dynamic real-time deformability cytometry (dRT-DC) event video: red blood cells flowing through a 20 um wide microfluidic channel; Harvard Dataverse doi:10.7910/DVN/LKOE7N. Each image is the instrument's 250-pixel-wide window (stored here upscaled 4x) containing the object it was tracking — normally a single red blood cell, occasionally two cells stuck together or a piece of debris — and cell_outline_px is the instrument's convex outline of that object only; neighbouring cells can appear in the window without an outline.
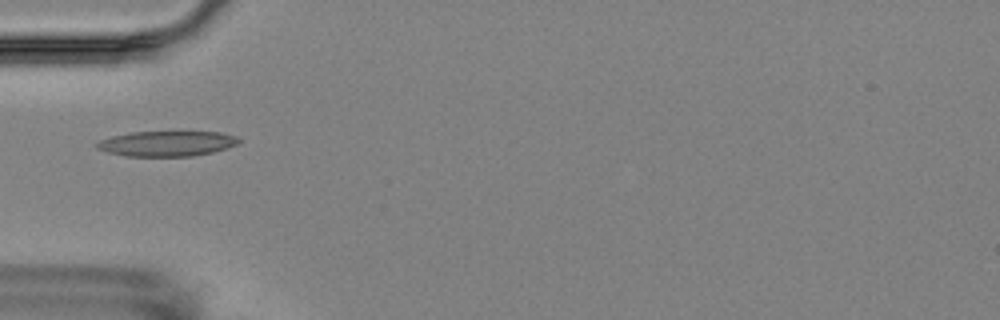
{"species": "Egyptian fruit bat (a non-hibernating species)", "species_latin": "Rousettus aegyptiacus", "temperature_condition": "room temperature", "stored_images_in_passage": 13, "camera_frame_rate_fps": 3000, "um_per_image_px": 0.085, "animal": {"sex": "female"}, "frame": {"image": 1, "passage_image": 2, "time_ms": 1.333, "image_size_px": [1000, 320], "cell_outline_px": [[240, 140], [236, 144], [228, 148], [212, 152], [192, 156], [124, 156], [108, 152], [96, 148], [92, 144], [100, 140], [112, 136], [132, 132], [220, 132], [236, 136]], "centroid_in_image_um": [14.14, 12.2], "position_along_channel_um": 70.9, "area_um2": 20.87}}
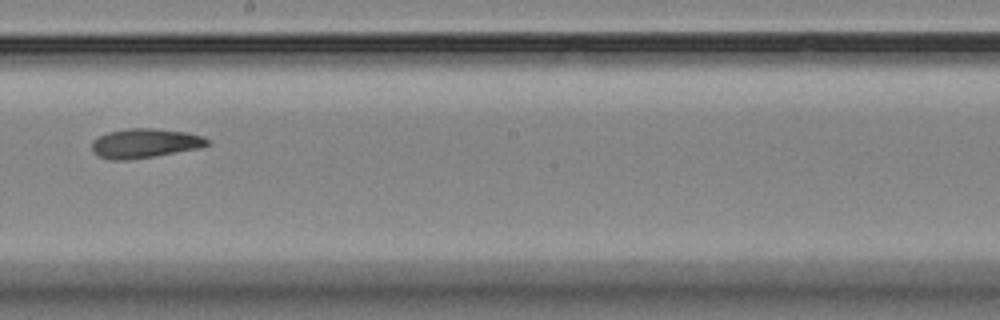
{"frame": {"image": 2, "passage_image": 6, "time_ms": 6.0, "image_size_px": [1000, 320], "cell_outline_px": [[208, 144], [200, 148], [156, 156], [128, 160], [112, 160], [96, 156], [92, 152], [92, 140], [108, 132], [128, 128], [152, 128], [188, 132], [204, 136], [208, 140]], "centroid_in_image_um": [12.3, 12.18], "position_along_channel_um": 235.9, "area_um2": 19.94}}
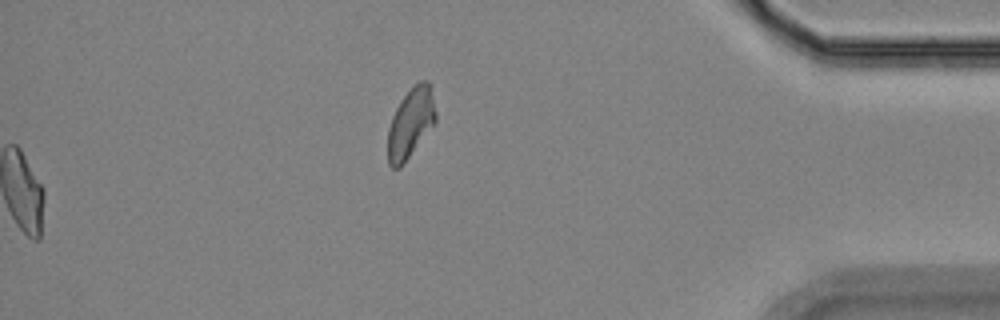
{"frame": {"image": 3, "passage_image": 11, "time_ms": 11.667, "image_size_px": [1000, 320], "cell_outline_px": [[436, 120], [400, 168], [392, 168], [388, 164], [388, 128], [392, 116], [400, 100], [420, 80], [428, 80], [432, 84], [436, 112]], "centroid_in_image_um": [34.91, 10.42], "position_along_channel_um": 400.3, "area_um2": 19.36}, "authors_computed_cell_mechanics": {"area_um2": 19.363, "velocity_mm_per_s": 3.524, "shape_relaxation_time_tau1_ms": 8.8807, "shape_relaxation_time_tau2_ms": null, "deformation_change_tau1": 0.1904, "deformation_change_tau2": null}}